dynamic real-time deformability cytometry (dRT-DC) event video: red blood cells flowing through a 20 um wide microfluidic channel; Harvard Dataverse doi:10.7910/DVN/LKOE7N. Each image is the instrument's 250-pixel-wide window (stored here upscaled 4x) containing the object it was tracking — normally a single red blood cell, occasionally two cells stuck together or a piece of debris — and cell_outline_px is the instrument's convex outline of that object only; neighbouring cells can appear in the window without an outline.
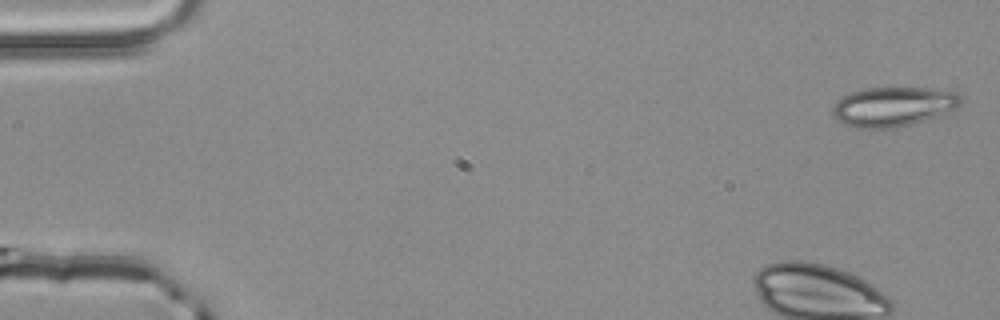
{"species": "common noctule bat (a hibernating species)", "species_latin": "Nyctalus noctula", "temperature_condition": "room temperature", "stored_images_in_passage": 4, "camera_frame_rate_fps": 3000, "um_per_image_px": 0.085, "animal": {"sex": "male", "body_mass_g": 20.4}, "frame": {"image": 1, "passage_image": 1, "time_ms": 0.0, "image_size_px": [1000, 320], "cell_outline_px": [[960, 104], [956, 108], [936, 116], [912, 124], [896, 128], [856, 128], [844, 124], [832, 112], [832, 108], [836, 100], [840, 96], [864, 88], [928, 88], [956, 92], [960, 96]], "centroid_in_image_um": [75.89, 9.06], "position_along_channel_um": 9.1, "area_um2": 29.36}}